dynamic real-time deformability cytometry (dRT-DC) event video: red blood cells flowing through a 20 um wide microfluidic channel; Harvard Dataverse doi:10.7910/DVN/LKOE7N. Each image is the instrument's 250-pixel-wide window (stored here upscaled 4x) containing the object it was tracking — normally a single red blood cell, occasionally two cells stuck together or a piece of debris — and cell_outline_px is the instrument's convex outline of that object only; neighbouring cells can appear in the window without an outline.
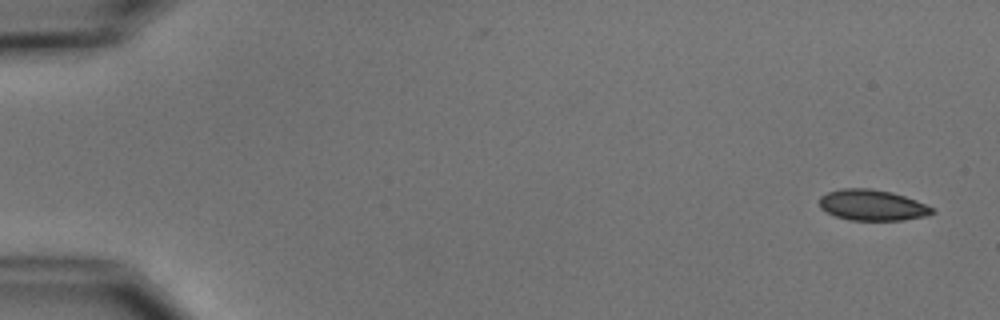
{"species": "common noctule bat (a hibernating species)", "species_latin": "Nyctalus noctula", "temperature_condition": "cold", "stored_images_in_passage": 4, "camera_frame_rate_fps": 3000, "um_per_image_px": 0.085, "animal": {"sex": "male", "body_mass_g": 15.6}, "frame": {"image": 1, "passage_image": 1, "time_ms": 0.0, "image_size_px": [1000, 320], "cell_outline_px": [[936, 212], [924, 216], [904, 220], [848, 220], [836, 216], [820, 208], [820, 196], [828, 192], [840, 188], [868, 188], [892, 192], [916, 200], [932, 208]], "centroid_in_image_um": [74.12, 17.43], "position_along_channel_um": 10.9, "area_um2": 20.17}}
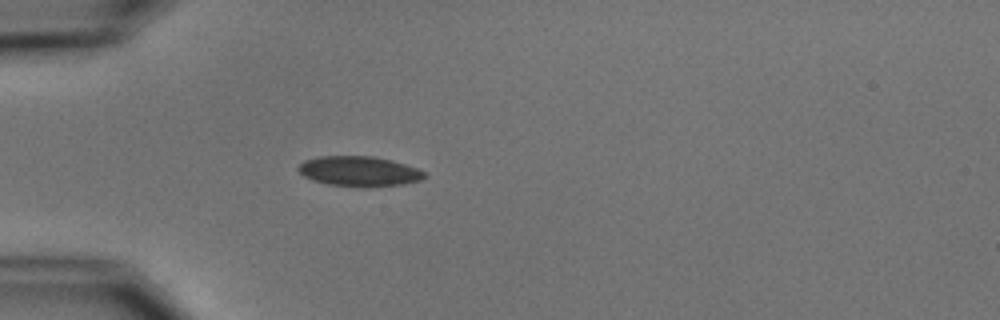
{"frame": {"image": 2, "passage_image": 4, "time_ms": 4.667, "image_size_px": [1000, 320], "cell_outline_px": [[428, 176], [420, 180], [404, 184], [368, 188], [328, 184], [312, 180], [304, 176], [296, 168], [304, 160], [316, 156], [376, 156], [392, 160], [416, 168], [424, 172]], "centroid_in_image_um": [30.52, 14.56], "position_along_channel_um": 54.5, "area_um2": 22.37}}